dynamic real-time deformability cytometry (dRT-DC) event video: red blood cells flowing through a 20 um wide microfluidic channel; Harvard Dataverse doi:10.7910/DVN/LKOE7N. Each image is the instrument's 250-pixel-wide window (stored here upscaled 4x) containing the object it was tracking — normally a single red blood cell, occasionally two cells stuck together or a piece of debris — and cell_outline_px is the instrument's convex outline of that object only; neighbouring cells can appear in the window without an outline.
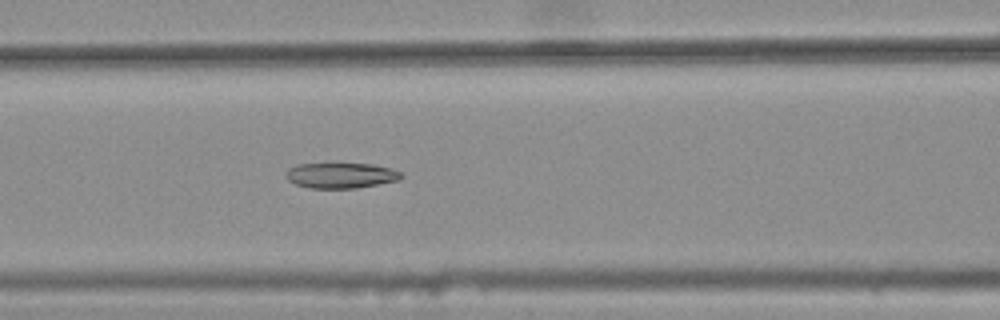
{"species": "common noctule bat (a hibernating species)", "species_latin": "Nyctalus noctula", "temperature_condition": "warm", "stored_images_in_passage": 35, "camera_frame_rate_fps": 3000, "um_per_image_px": 0.085, "animal": {"sex": "female", "body_mass_g": 25.1}, "frame": {"image": 1, "passage_image": 12, "time_ms": 3.667, "image_size_px": [1000, 320], "cell_outline_px": [[404, 176], [396, 180], [356, 188], [308, 188], [296, 184], [288, 180], [284, 176], [284, 172], [288, 168], [296, 164], [336, 160], [372, 164], [392, 168], [400, 172]], "centroid_in_image_um": [28.89, 14.84], "position_along_channel_um": 137.7, "area_um2": 18.15}}
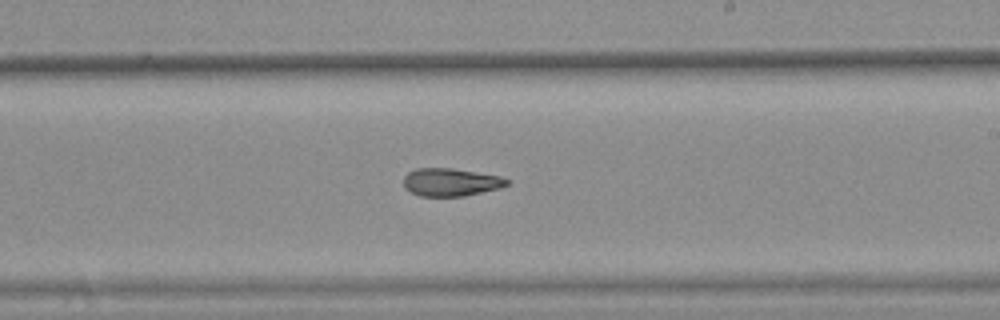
{"frame": {"image": 2, "passage_image": 21, "time_ms": 6.667, "image_size_px": [1000, 320], "cell_outline_px": [[508, 184], [500, 188], [464, 196], [420, 196], [404, 188], [404, 176], [408, 172], [416, 168], [452, 168], [500, 176], [508, 180]], "centroid_in_image_um": [38.29, 15.48], "position_along_channel_um": 250.7, "area_um2": 16.7}}
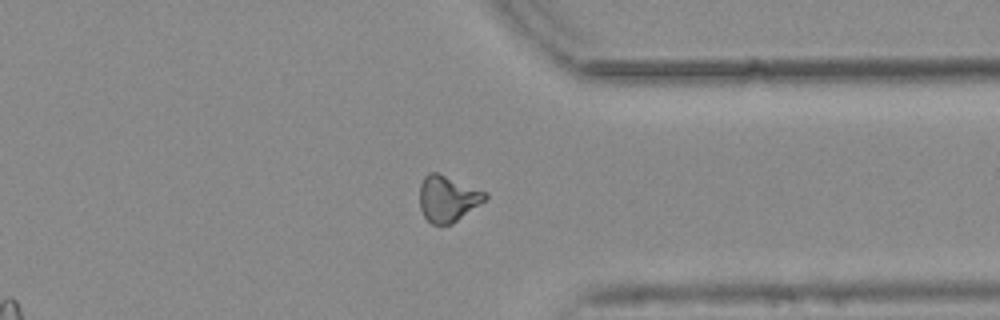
{"frame": {"image": 3, "passage_image": 31, "time_ms": 10.0, "image_size_px": [1000, 320], "cell_outline_px": [[488, 196], [484, 200], [452, 224], [432, 224], [424, 216], [420, 208], [420, 184], [424, 176], [428, 172], [440, 172], [488, 192]], "centroid_in_image_um": [38.04, 16.84], "position_along_channel_um": 373.4, "area_um2": 17.69}, "authors_computed_cell_mechanics": {"area_um2": 17.4556, "velocity_mm_per_s": 3.7834, "shape_relaxation_time_tau1_ms": null, "shape_relaxation_time_tau2_ms": 2.9191, "deformation_change_tau1": null, "deformation_change_tau2": 0.1016}}